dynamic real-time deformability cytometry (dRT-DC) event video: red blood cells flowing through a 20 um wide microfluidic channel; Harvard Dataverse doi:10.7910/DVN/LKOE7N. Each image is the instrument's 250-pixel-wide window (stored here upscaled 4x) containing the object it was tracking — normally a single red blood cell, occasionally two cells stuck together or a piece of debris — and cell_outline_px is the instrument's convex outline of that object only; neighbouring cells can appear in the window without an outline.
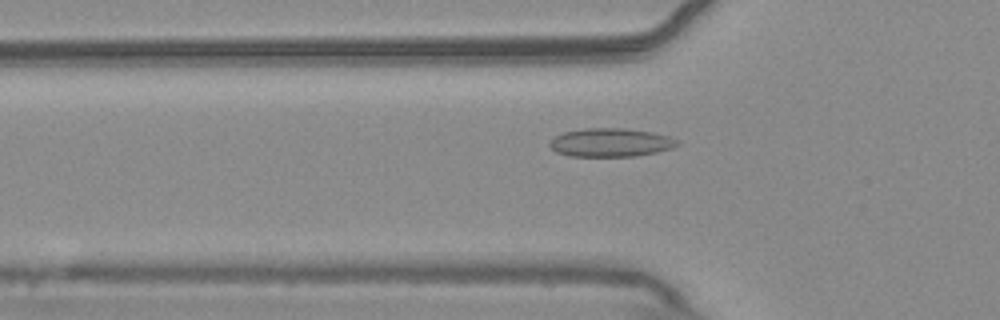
{"species": "common noctule bat (a hibernating species)", "species_latin": "Nyctalus noctula", "temperature_condition": "warm", "stored_images_in_passage": 54, "camera_frame_rate_fps": 3000, "um_per_image_px": 0.085, "animal": {"sex": "male", "body_mass_g": 20.4}, "frame": {"image": 1, "passage_image": 18, "time_ms": 5.667, "image_size_px": [1000, 320], "cell_outline_px": [[680, 144], [672, 148], [656, 152], [636, 156], [568, 156], [556, 152], [548, 144], [556, 136], [564, 132], [584, 128], [624, 128], [652, 132], [668, 136], [676, 140]], "centroid_in_image_um": [51.9, 12.11], "position_along_channel_um": 73.9, "area_um2": 21.1}}
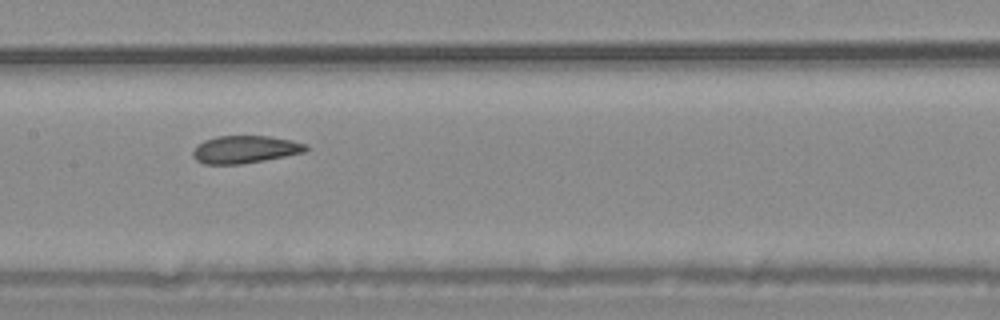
{"frame": {"image": 2, "passage_image": 27, "time_ms": 8.667, "image_size_px": [1000, 320], "cell_outline_px": [[308, 148], [304, 152], [264, 160], [240, 164], [204, 164], [196, 160], [192, 156], [192, 152], [204, 140], [216, 136], [268, 136], [292, 140], [308, 144]], "centroid_in_image_um": [20.83, 12.7], "position_along_channel_um": 186.6, "area_um2": 18.03}}
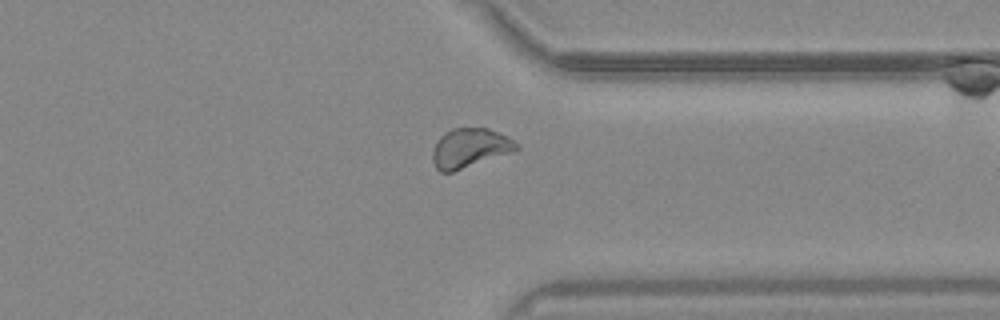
{"frame": {"image": 3, "passage_image": 42, "time_ms": 13.667, "image_size_px": [1000, 320], "cell_outline_px": [[520, 148], [512, 152], [452, 172], [440, 172], [436, 168], [432, 160], [432, 152], [436, 140], [444, 132], [452, 128], [488, 128], [500, 132], [508, 136], [520, 144]], "centroid_in_image_um": [39.94, 12.57], "position_along_channel_um": 371.5, "area_um2": 19.42}, "authors_computed_cell_mechanics": {"area_um2": 19.4208, "velocity_mm_per_s": 3.7265, "shape_relaxation_time_tau1_ms": null, "shape_relaxation_time_tau2_ms": 1.5267, "deformation_change_tau1": null, "deformation_change_tau2": 0.0695}}